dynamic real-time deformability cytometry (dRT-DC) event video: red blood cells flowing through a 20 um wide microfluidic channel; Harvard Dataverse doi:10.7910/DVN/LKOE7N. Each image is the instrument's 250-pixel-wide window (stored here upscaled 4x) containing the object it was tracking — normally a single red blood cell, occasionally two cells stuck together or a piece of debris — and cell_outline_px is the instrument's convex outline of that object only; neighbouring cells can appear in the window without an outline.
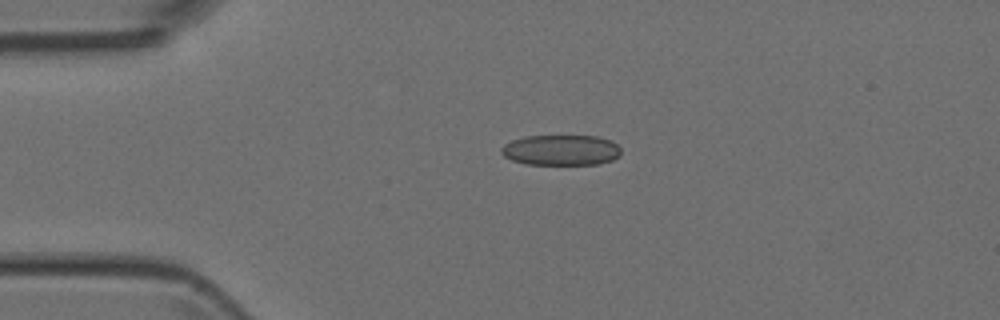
{"species": "Egyptian fruit bat (a non-hibernating species)", "species_latin": "Rousettus aegyptiacus", "temperature_condition": "room temperature", "stored_images_in_passage": 6, "camera_frame_rate_fps": 3000, "um_per_image_px": 0.085, "animal": {"sex": "female"}, "frame": {"image": 1, "passage_image": 6, "time_ms": 5.667, "image_size_px": [1000, 320], "cell_outline_px": [[620, 156], [612, 160], [596, 164], [524, 164], [512, 160], [504, 156], [500, 152], [500, 148], [504, 144], [512, 140], [524, 136], [596, 136], [612, 140], [620, 148]], "centroid_in_image_um": [47.67, 12.75], "position_along_channel_um": 37.3, "area_um2": 21.39}}